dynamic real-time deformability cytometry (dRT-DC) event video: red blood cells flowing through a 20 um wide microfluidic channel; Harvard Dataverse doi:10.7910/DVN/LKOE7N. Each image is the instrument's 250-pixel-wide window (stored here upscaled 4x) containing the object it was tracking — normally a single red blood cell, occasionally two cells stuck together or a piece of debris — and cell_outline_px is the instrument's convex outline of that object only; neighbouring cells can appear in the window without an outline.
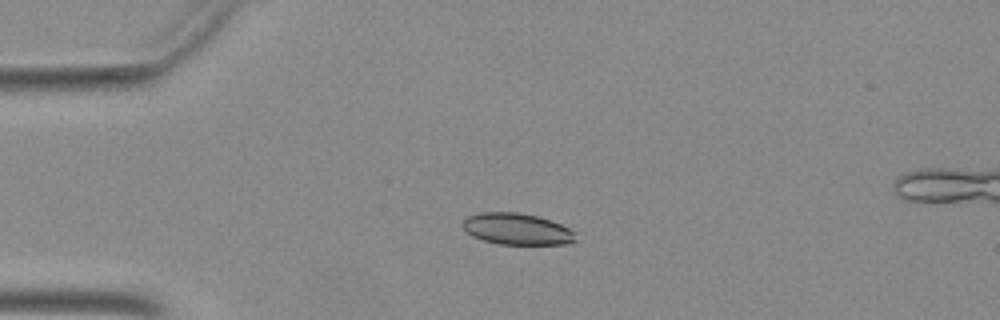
{"species": "Egyptian fruit bat (a non-hibernating species)", "species_latin": "Rousettus aegyptiacus", "temperature_condition": "warm", "stored_images_in_passage": 42, "camera_frame_rate_fps": 3000, "um_per_image_px": 0.085, "animal": {"sex": "female"}, "frame": {"image": 1, "passage_image": 3, "time_ms": 0.667, "image_size_px": [1000, 320], "cell_outline_px": [[576, 240], [568, 244], [500, 244], [484, 240], [472, 236], [464, 228], [464, 220], [468, 216], [480, 212], [516, 212], [536, 216], [560, 224], [568, 228], [572, 232]], "centroid_in_image_um": [43.92, 19.46], "position_along_channel_um": 41.1, "area_um2": 20.29}}
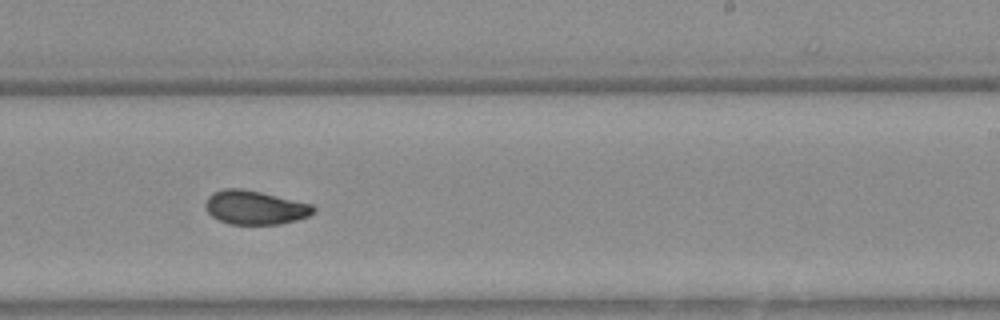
{"frame": {"image": 2, "passage_image": 22, "time_ms": 7.0, "image_size_px": [1000, 320], "cell_outline_px": [[316, 212], [308, 216], [296, 220], [280, 224], [232, 224], [220, 220], [212, 216], [208, 212], [208, 196], [212, 192], [224, 188], [240, 188], [260, 192], [312, 204], [316, 208]], "centroid_in_image_um": [21.72, 17.63], "position_along_channel_um": 267.3, "area_um2": 21.04}}
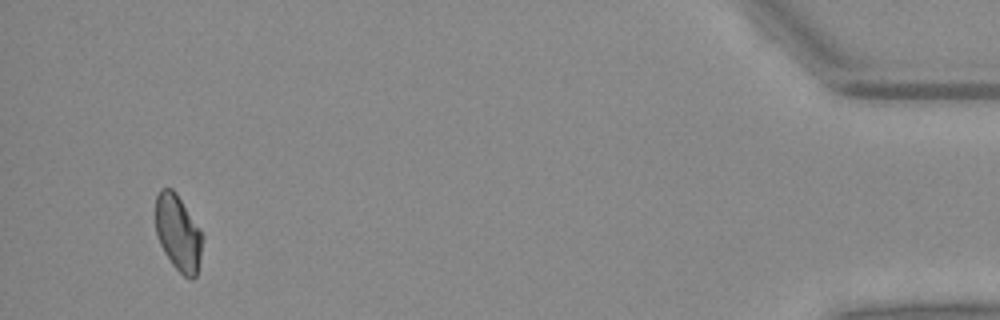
{"frame": {"image": 3, "passage_image": 39, "time_ms": 12.667, "image_size_px": [1000, 320], "cell_outline_px": [[204, 236], [196, 276], [192, 280], [184, 276], [172, 264], [164, 252], [160, 244], [156, 232], [156, 196], [160, 188], [172, 188], [176, 192], [200, 228]], "centroid_in_image_um": [15.15, 19.78], "position_along_channel_um": 420.1, "area_um2": 20.81}}